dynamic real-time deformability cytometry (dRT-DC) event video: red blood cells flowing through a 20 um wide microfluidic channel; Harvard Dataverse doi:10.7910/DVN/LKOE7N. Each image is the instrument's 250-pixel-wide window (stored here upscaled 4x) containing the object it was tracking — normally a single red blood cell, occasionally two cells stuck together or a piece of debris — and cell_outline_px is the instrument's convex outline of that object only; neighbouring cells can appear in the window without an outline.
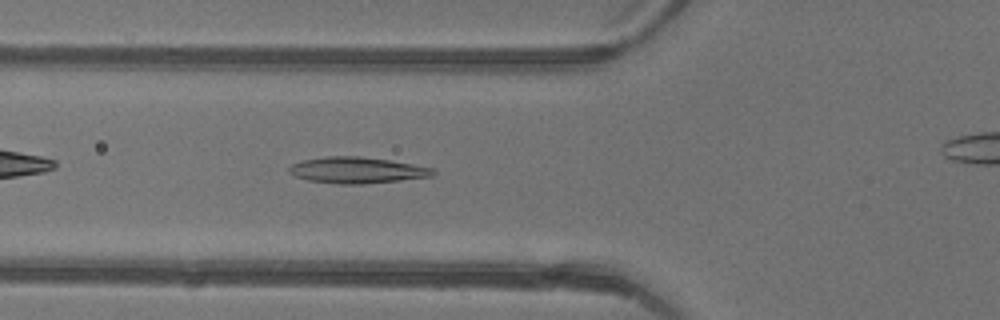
{"species": "common noctule bat (a hibernating species)", "species_latin": "Nyctalus noctula", "temperature_condition": "warm", "stored_images_in_passage": 29, "camera_frame_rate_fps": 3000, "um_per_image_px": 0.085, "animal": {"sex": "female"}, "frame": {"image": 1, "passage_image": 5, "time_ms": 1.333, "image_size_px": [1000, 320], "cell_outline_px": [[436, 172], [432, 176], [400, 180], [364, 184], [340, 184], [308, 180], [296, 176], [288, 172], [288, 168], [292, 164], [304, 160], [324, 156], [360, 156], [388, 160], [412, 164], [432, 168]], "centroid_in_image_um": [30.32, 14.46], "position_along_channel_um": 95.5, "area_um2": 21.79}}
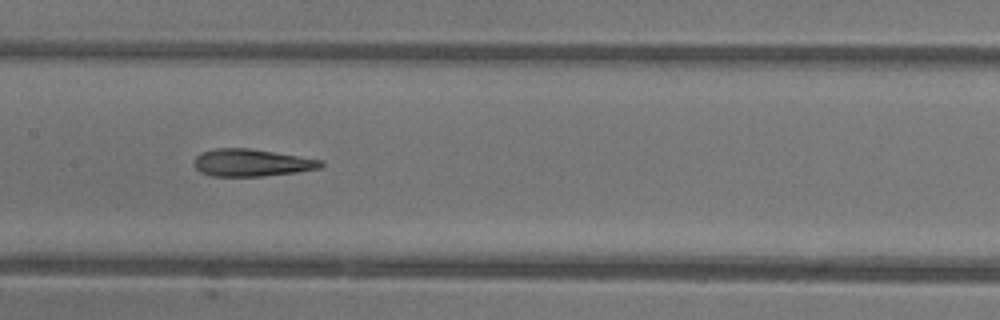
{"frame": {"image": 2, "passage_image": 11, "time_ms": 3.333, "image_size_px": [1000, 320], "cell_outline_px": [[324, 164], [320, 168], [296, 172], [260, 176], [212, 176], [200, 172], [192, 164], [192, 160], [196, 156], [204, 152], [216, 148], [248, 148], [320, 160]], "centroid_in_image_um": [21.31, 13.84], "position_along_channel_um": 186.1, "area_um2": 19.88}}
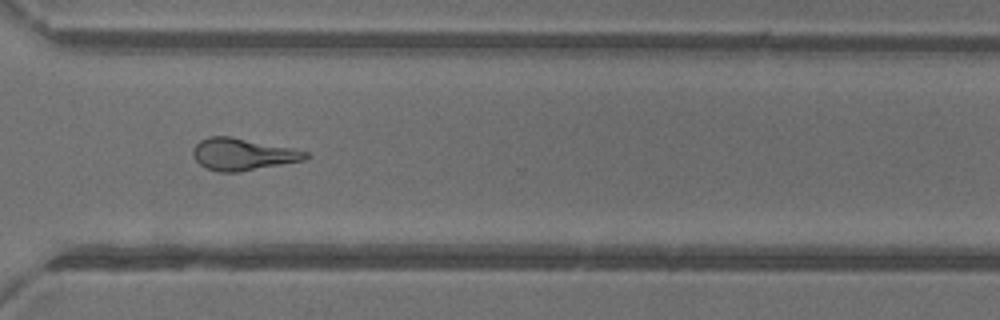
{"frame": {"image": 3, "passage_image": 22, "time_ms": 7.0, "image_size_px": [1000, 320], "cell_outline_px": [[308, 156], [304, 160], [240, 172], [220, 172], [204, 168], [192, 156], [192, 148], [200, 140], [208, 136], [232, 136], [308, 152]], "centroid_in_image_um": [20.56, 13.11], "position_along_channel_um": 350.0, "area_um2": 20.92}}